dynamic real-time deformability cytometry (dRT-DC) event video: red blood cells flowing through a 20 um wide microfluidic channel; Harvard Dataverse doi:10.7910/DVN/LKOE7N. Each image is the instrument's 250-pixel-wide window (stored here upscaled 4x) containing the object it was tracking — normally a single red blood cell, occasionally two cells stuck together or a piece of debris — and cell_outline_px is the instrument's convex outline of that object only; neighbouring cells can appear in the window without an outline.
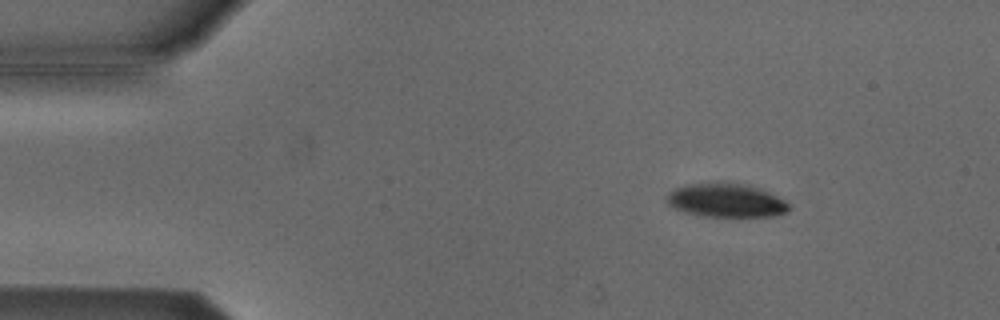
{"species": "Egyptian fruit bat (a non-hibernating species)", "species_latin": "Rousettus aegyptiacus", "temperature_condition": "cold", "stored_images_in_passage": 53, "camera_frame_rate_fps": 3000, "um_per_image_px": 0.085, "animal": {"sex": "male"}, "frame": {"image": 1, "passage_image": 7, "time_ms": 2.0, "image_size_px": [1000, 320], "cell_outline_px": [[792, 208], [788, 212], [772, 216], [704, 216], [684, 212], [672, 208], [668, 204], [668, 192], [684, 184], [748, 184], [764, 188], [784, 200]], "centroid_in_image_um": [61.76, 17.04], "position_along_channel_um": 23.2, "area_um2": 23.87}}
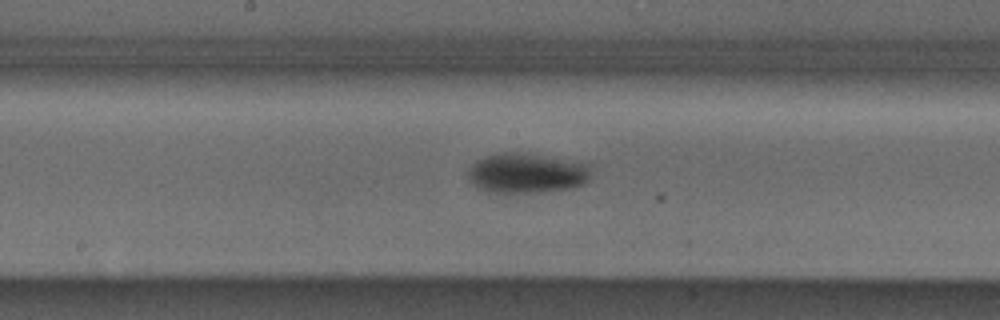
{"frame": {"image": 2, "passage_image": 27, "time_ms": 8.667, "image_size_px": [1000, 320], "cell_outline_px": [[588, 180], [584, 184], [572, 188], [536, 192], [484, 192], [476, 188], [472, 184], [468, 176], [468, 168], [476, 160], [484, 156], [500, 152], [520, 152], [588, 164]], "centroid_in_image_um": [44.67, 14.72], "position_along_channel_um": 203.5, "area_um2": 28.5}}
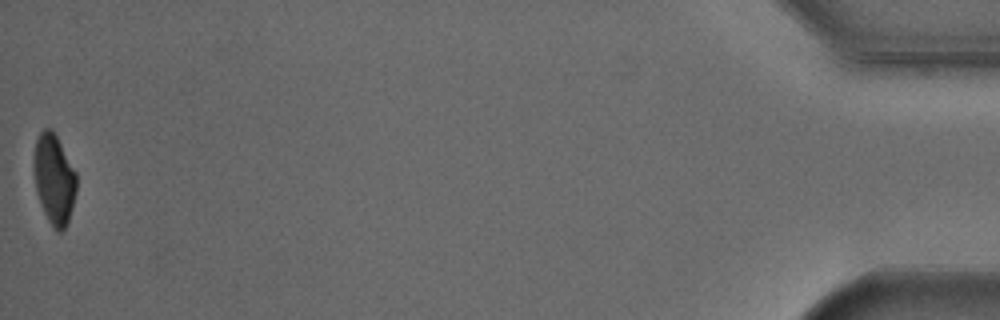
{"frame": {"image": 3, "passage_image": 53, "time_ms": 17.333, "image_size_px": [1000, 320], "cell_outline_px": [[76, 192], [68, 220], [64, 228], [60, 232], [56, 232], [48, 220], [40, 204], [36, 192], [36, 140], [40, 132], [44, 128], [52, 128], [76, 172]], "centroid_in_image_um": [4.62, 15.25], "position_along_channel_um": 430.6, "area_um2": 21.68}, "authors_computed_cell_mechanics": {"area_um2": 26.1256, "velocity_mm_per_s": 3.814, "shape_relaxation_time_tau1_ms": 3.3535, "shape_relaxation_time_tau2_ms": null, "deformation_change_tau1": 0.1243, "deformation_change_tau2": null}}